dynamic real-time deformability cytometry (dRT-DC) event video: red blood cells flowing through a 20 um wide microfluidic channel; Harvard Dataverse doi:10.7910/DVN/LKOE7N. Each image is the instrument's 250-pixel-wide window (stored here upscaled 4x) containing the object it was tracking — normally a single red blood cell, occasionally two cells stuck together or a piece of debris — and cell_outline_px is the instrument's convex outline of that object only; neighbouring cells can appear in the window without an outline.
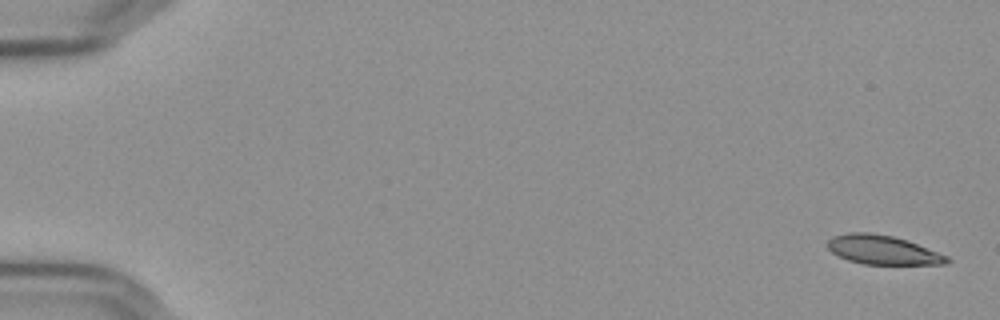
{"species": "Egyptian fruit bat (a non-hibernating species)", "species_latin": "Rousettus aegyptiacus", "temperature_condition": "cold", "stored_images_in_passage": 57, "segment_of_instrument_passage": [1, 2], "camera_frame_rate_fps": 3000, "um_per_image_px": 0.085, "frame": {"image": 1, "passage_image": 1, "time_ms": 0.0, "image_size_px": [1000, 320], "cell_outline_px": [[952, 260], [948, 264], [864, 264], [848, 260], [832, 252], [828, 248], [828, 240], [832, 236], [848, 232], [868, 232], [892, 236], [908, 240], [948, 256]], "centroid_in_image_um": [75.05, 21.24], "position_along_channel_um": 9.9, "area_um2": 20.23}}
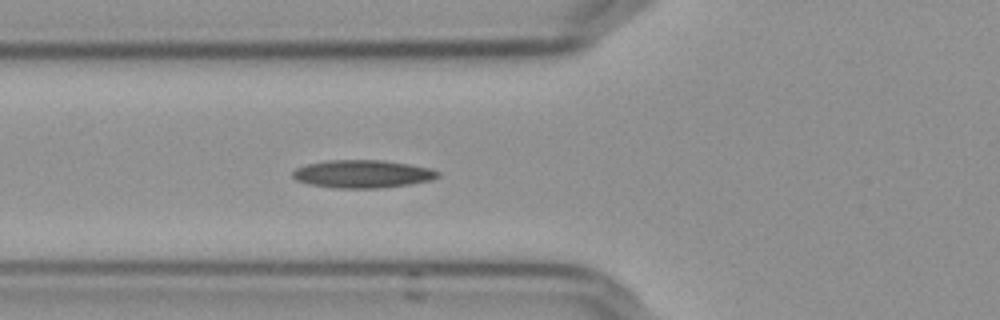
{"frame": {"image": 2, "passage_image": 21, "time_ms": 6.667, "image_size_px": [1000, 320], "cell_outline_px": [[440, 176], [432, 180], [408, 184], [376, 188], [336, 188], [308, 184], [296, 180], [292, 176], [292, 172], [296, 168], [308, 164], [328, 160], [384, 160], [432, 168], [440, 172]], "centroid_in_image_um": [30.82, 14.78], "position_along_channel_um": 95.0, "area_um2": 23.58}}
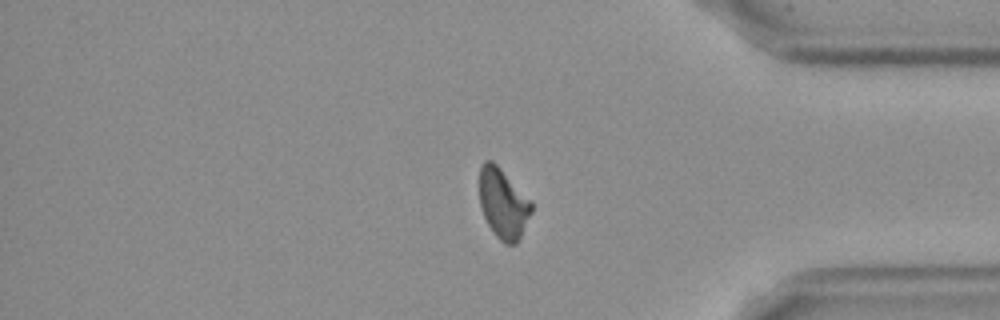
{"frame": {"image": 3, "passage_image": 47, "time_ms": 15.333, "image_size_px": [1000, 320], "cell_outline_px": [[532, 212], [516, 244], [504, 244], [496, 236], [488, 224], [484, 216], [480, 204], [480, 168], [484, 160], [492, 160], [532, 200]], "centroid_in_image_um": [42.78, 17.29], "position_along_channel_um": 392.4, "area_um2": 21.1}}